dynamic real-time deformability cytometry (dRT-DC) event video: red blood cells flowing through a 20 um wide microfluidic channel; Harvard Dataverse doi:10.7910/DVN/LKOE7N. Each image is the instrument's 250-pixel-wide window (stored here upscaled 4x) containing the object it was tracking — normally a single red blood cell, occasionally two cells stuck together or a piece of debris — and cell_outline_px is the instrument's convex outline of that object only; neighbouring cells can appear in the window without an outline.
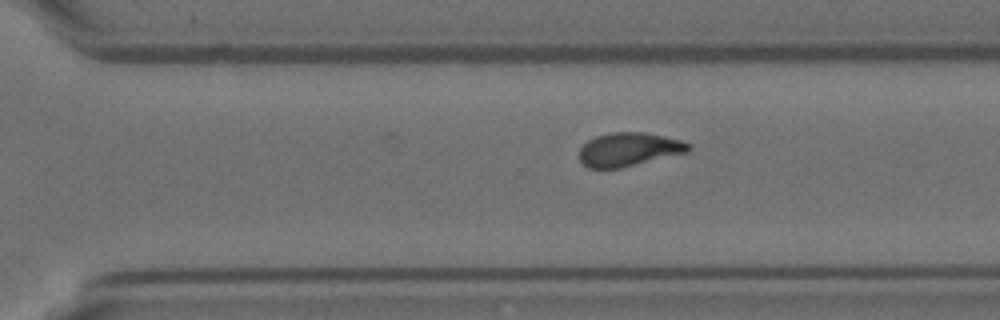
{"species": "Egyptian fruit bat (a non-hibernating species)", "species_latin": "Rousettus aegyptiacus", "temperature_condition": "room temperature", "stored_images_in_passage": 15, "camera_frame_rate_fps": 3000, "um_per_image_px": 0.085, "animal": {"sex": "female"}, "frame": {"image": 1, "passage_image": 11, "time_ms": 3.333, "image_size_px": [1000, 320], "cell_outline_px": [[692, 148], [688, 152], [620, 168], [588, 168], [580, 160], [580, 148], [588, 140], [596, 136], [612, 132], [644, 132], [664, 136], [680, 140], [692, 144]], "centroid_in_image_um": [53.48, 12.69], "position_along_channel_um": 317.1, "area_um2": 21.33}}
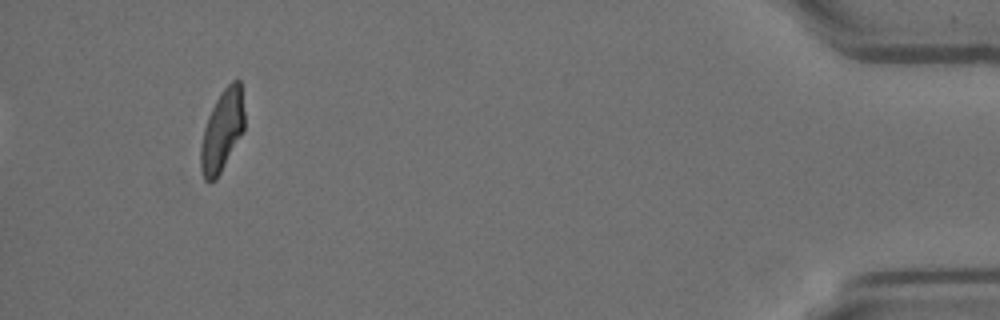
{"frame": {"image": 2, "passage_image": 15, "time_ms": 4.667, "image_size_px": [1000, 320], "cell_outline_px": [[244, 132], [216, 180], [208, 184], [204, 180], [200, 172], [200, 148], [204, 128], [208, 116], [216, 100], [224, 88], [232, 80], [240, 80], [244, 112]], "centroid_in_image_um": [18.87, 11.17], "position_along_channel_um": 416.3, "area_um2": 20.98}}